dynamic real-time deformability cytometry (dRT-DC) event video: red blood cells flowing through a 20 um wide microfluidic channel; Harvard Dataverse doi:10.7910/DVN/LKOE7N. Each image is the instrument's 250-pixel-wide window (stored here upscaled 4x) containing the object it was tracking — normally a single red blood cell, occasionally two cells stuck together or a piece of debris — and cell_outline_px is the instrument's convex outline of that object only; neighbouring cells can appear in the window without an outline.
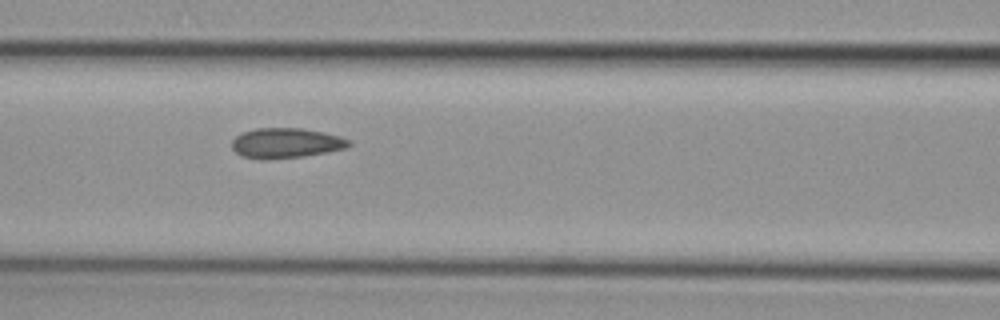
{"species": "common noctule bat (a hibernating species)", "species_latin": "Nyctalus noctula", "temperature_condition": "cold", "stored_images_in_passage": 10, "camera_frame_rate_fps": 3000, "um_per_image_px": 0.085, "animal": {"sex": "female", "body_mass_g": 29.2, "forearm_length_mm": 56.3}, "frame": {"image": 1, "passage_image": 9, "time_ms": 2.667, "image_size_px": [1000, 320], "cell_outline_px": [[352, 144], [348, 148], [328, 152], [304, 156], [268, 160], [260, 160], [240, 156], [232, 148], [232, 140], [236, 136], [244, 132], [256, 128], [300, 128], [324, 132], [340, 136], [348, 140]], "centroid_in_image_um": [24.3, 12.17], "position_along_channel_um": 142.3, "area_um2": 20.75}}